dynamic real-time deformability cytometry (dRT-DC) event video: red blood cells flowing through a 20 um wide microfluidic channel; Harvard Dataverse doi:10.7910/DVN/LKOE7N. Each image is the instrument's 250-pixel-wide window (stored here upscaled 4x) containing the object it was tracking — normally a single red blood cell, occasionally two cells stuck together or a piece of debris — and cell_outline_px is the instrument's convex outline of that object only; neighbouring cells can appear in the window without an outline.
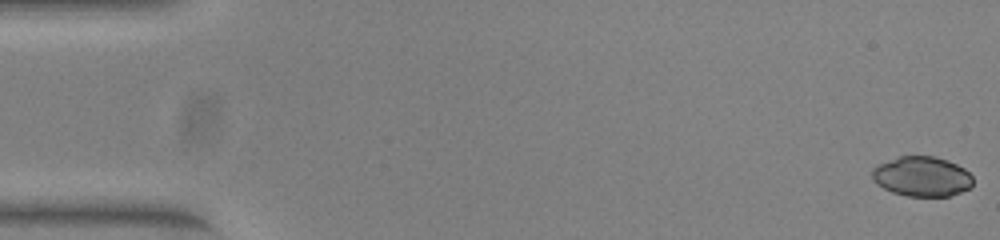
{"species": "common noctule bat (a hibernating species)", "species_latin": "Nyctalus noctula", "temperature_condition": "warm", "stored_images_in_passage": 52, "camera_frame_rate_fps": 3000, "um_per_image_px": 0.085, "animal": {"sex": "female", "body_mass_g": 23.0, "forearm_length_mm": 53.4}, "frame": {"image": 1, "passage_image": 1, "time_ms": 0.0, "image_size_px": [1000, 240], "cell_outline_px": [[972, 184], [968, 188], [960, 192], [948, 196], [908, 196], [892, 192], [876, 184], [872, 180], [872, 168], [876, 164], [900, 156], [936, 156], [948, 160], [964, 168], [972, 176]], "centroid_in_image_um": [78.33, 14.99], "position_along_channel_um": 6.7, "area_um2": 23.52}}
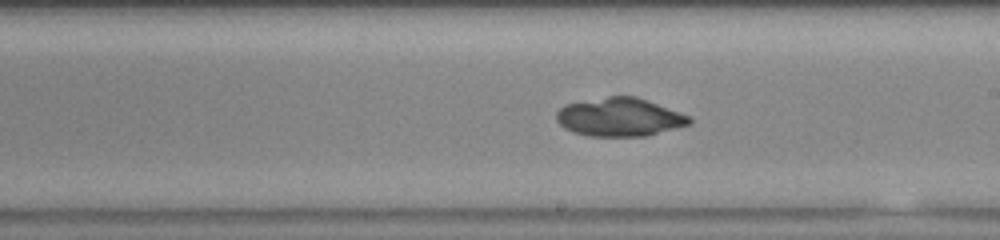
{"frame": {"image": 2, "passage_image": 30, "time_ms": 9.667, "image_size_px": [1000, 240], "cell_outline_px": [[692, 120], [688, 124], [676, 128], [648, 136], [588, 136], [572, 132], [564, 128], [556, 120], [556, 112], [564, 104], [608, 96], [636, 96], [688, 116]], "centroid_in_image_um": [52.6, 9.96], "position_along_channel_um": 236.4, "area_um2": 29.59}}
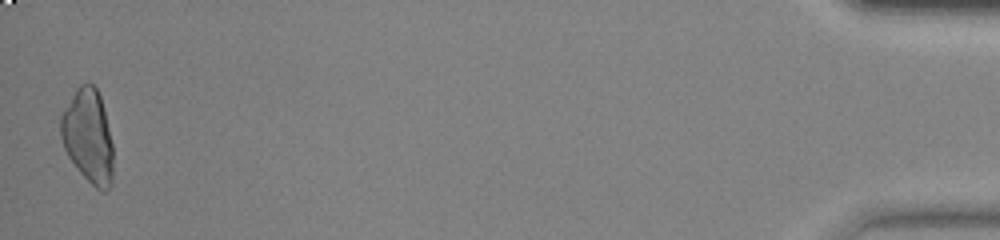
{"frame": {"image": 3, "passage_image": 52, "time_ms": 17.0, "image_size_px": [1000, 240], "cell_outline_px": [[112, 184], [104, 192], [96, 188], [80, 172], [68, 156], [64, 148], [60, 136], [60, 116], [64, 108], [76, 88], [80, 84], [92, 84], [96, 88], [100, 96], [112, 144]], "centroid_in_image_um": [7.47, 11.58], "position_along_channel_um": 427.7, "area_um2": 28.32}, "authors_computed_cell_mechanics": {"area_um2": 28.5243, "velocity_mm_per_s": 3.9271, "shape_relaxation_time_tau1_ms": null, "shape_relaxation_time_tau2_ms": 4.5721, "deformation_change_tau1": null, "deformation_change_tau2": 0.0352}}